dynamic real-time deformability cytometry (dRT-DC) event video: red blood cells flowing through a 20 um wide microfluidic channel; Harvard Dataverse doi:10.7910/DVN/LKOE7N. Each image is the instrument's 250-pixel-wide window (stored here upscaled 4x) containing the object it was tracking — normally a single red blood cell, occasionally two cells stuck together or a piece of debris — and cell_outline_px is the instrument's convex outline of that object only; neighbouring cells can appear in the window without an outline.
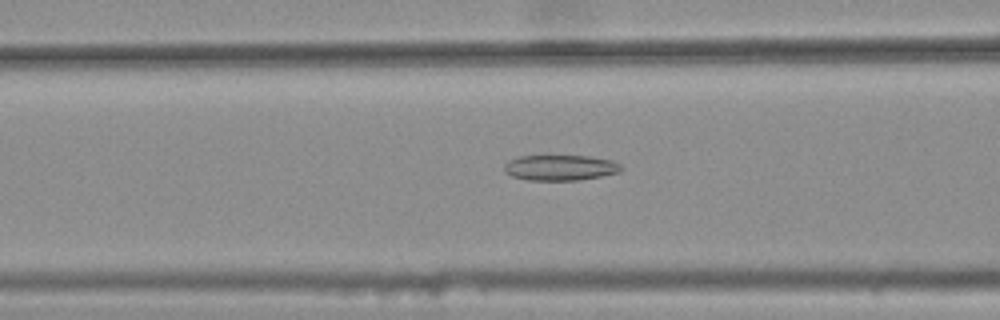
{"species": "common noctule bat (a hibernating species)", "species_latin": "Nyctalus noctula", "temperature_condition": "warm", "stored_images_in_passage": 39, "camera_frame_rate_fps": 3000, "um_per_image_px": 0.085, "animal": {"sex": "female", "body_mass_g": 25.1}, "frame": {"image": 1, "passage_image": 13, "time_ms": 4.0, "image_size_px": [1000, 320], "cell_outline_px": [[624, 168], [620, 172], [580, 180], [528, 180], [512, 176], [504, 172], [504, 164], [508, 160], [520, 156], [548, 152], [588, 156], [612, 160], [620, 164]], "centroid_in_image_um": [47.58, 14.19], "position_along_channel_um": 119.0, "area_um2": 18.44}}
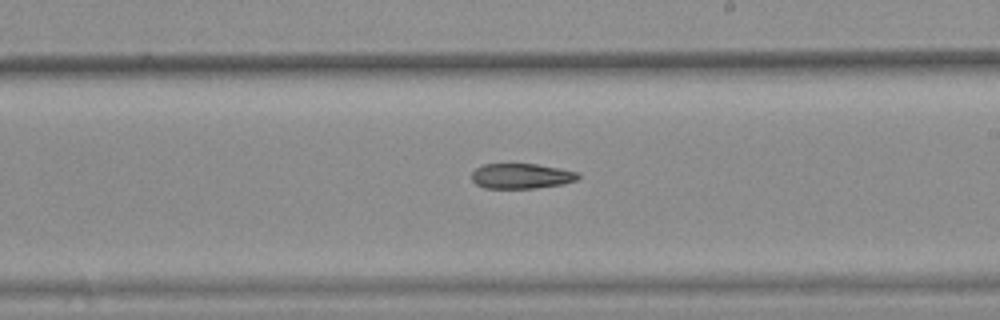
{"frame": {"image": 2, "passage_image": 23, "time_ms": 7.333, "image_size_px": [1000, 320], "cell_outline_px": [[580, 176], [576, 180], [560, 184], [532, 188], [484, 188], [476, 184], [472, 180], [472, 172], [476, 168], [484, 164], [536, 164], [560, 168], [580, 172]], "centroid_in_image_um": [44.31, 14.95], "position_along_channel_um": 244.7, "area_um2": 15.55}}
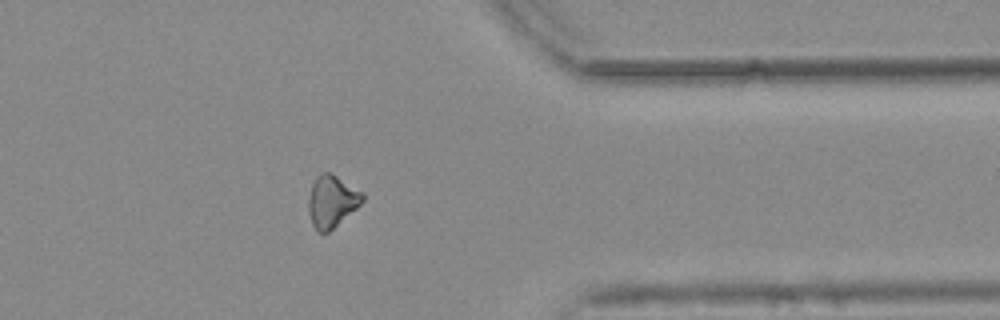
{"frame": {"image": 3, "passage_image": 35, "time_ms": 11.333, "image_size_px": [1000, 320], "cell_outline_px": [[364, 200], [356, 208], [328, 232], [320, 232], [312, 224], [308, 212], [308, 196], [312, 184], [316, 176], [320, 172], [332, 172], [364, 192]], "centroid_in_image_um": [28.2, 17.05], "position_along_channel_um": 383.2, "area_um2": 16.47}}